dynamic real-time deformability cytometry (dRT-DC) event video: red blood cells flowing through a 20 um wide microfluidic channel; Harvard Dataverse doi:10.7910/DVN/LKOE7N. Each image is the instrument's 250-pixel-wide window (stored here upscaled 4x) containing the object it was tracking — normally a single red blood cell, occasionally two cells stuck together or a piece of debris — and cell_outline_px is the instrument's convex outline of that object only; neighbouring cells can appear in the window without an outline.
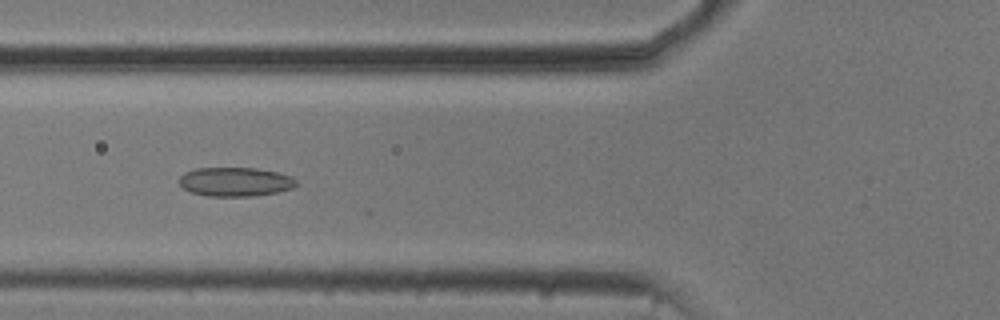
{"species": "common noctule bat (a hibernating species)", "species_latin": "Nyctalus noctula", "temperature_condition": "cold", "stored_images_in_passage": 14, "camera_frame_rate_fps": 3000, "um_per_image_px": 0.085, "animal": {"sex": "male", "body_mass_g": 20.5, "forearm_length_mm": 52.5}, "frame": {"image": 1, "passage_image": 8, "time_ms": 2.333, "image_size_px": [1000, 320], "cell_outline_px": [[296, 184], [292, 188], [276, 192], [256, 196], [208, 196], [192, 192], [184, 188], [180, 184], [180, 176], [184, 172], [196, 168], [256, 168], [276, 172], [292, 176], [296, 180]], "centroid_in_image_um": [20.0, 15.45], "position_along_channel_um": 105.8, "area_um2": 19.71}}